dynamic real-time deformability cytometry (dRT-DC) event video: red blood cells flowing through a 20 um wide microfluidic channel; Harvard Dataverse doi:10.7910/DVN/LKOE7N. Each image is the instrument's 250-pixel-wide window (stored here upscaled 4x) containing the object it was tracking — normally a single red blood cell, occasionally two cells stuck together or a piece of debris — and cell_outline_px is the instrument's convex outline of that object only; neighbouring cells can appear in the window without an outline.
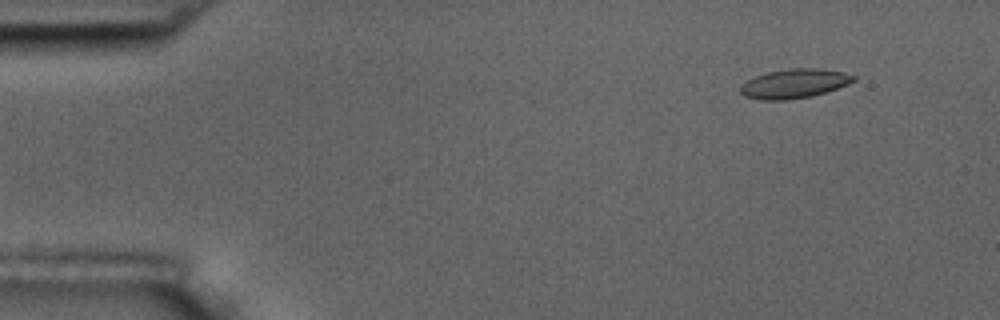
{"species": "common noctule bat (a hibernating species)", "species_latin": "Nyctalus noctula", "temperature_condition": "room temperature", "stored_images_in_passage": 4, "camera_frame_rate_fps": 3000, "um_per_image_px": 0.085, "animal": {"sex": "male", "body_mass_g": 17.5, "forearm_length_mm": 52.3}, "frame": {"image": 1, "passage_image": 1, "time_ms": 0.0, "image_size_px": [1000, 320], "cell_outline_px": [[856, 80], [848, 84], [812, 96], [788, 100], [760, 100], [744, 96], [740, 92], [740, 84], [756, 76], [768, 72], [792, 68], [820, 68], [844, 72], [856, 76]], "centroid_in_image_um": [67.51, 7.11], "position_along_channel_um": 17.5, "area_um2": 19.31}}
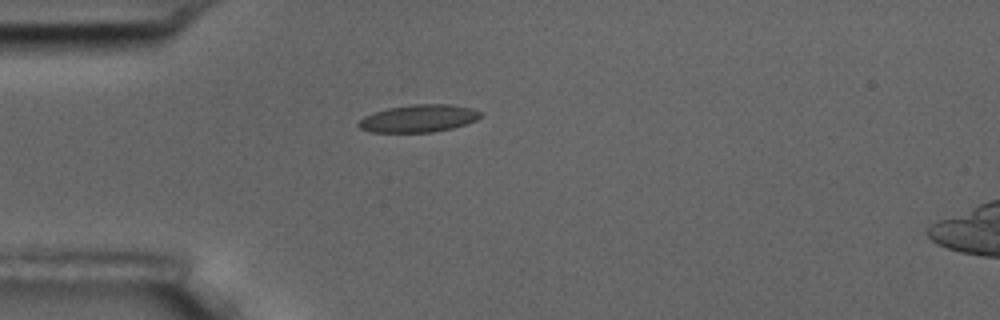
{"frame": {"image": 2, "passage_image": 4, "time_ms": 3.333, "image_size_px": [1000, 320], "cell_outline_px": [[484, 112], [476, 120], [452, 128], [432, 132], [372, 132], [360, 128], [356, 124], [364, 116], [372, 112], [388, 108], [412, 104], [448, 104], [472, 108]], "centroid_in_image_um": [35.57, 10.06], "position_along_channel_um": 49.4, "area_um2": 19.54}}